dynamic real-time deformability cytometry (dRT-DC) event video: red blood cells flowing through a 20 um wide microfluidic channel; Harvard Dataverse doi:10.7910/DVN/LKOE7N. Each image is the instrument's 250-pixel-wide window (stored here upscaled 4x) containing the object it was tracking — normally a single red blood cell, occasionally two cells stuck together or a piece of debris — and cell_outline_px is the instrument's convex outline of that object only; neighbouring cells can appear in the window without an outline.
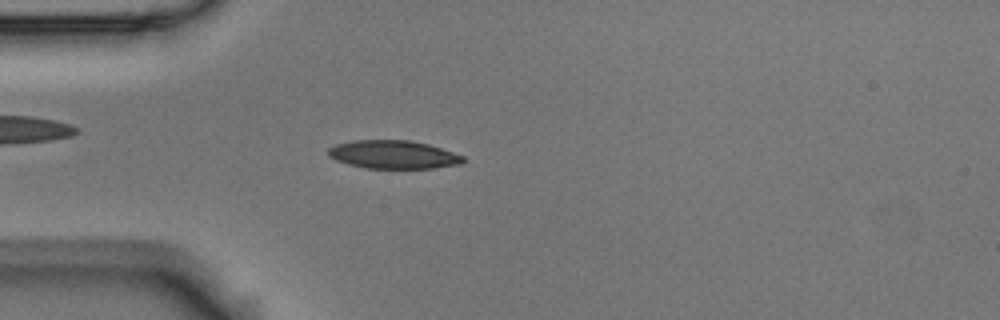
{"species": "Egyptian fruit bat (a non-hibernating species)", "species_latin": "Rousettus aegyptiacus", "temperature_condition": "room temperature", "stored_images_in_passage": 5, "camera_frame_rate_fps": 3000, "um_per_image_px": 0.085, "animal": {"sex": "male"}, "frame": {"image": 1, "passage_image": 5, "time_ms": 1.333, "image_size_px": [1000, 320], "cell_outline_px": [[464, 160], [460, 164], [432, 168], [364, 168], [348, 164], [336, 160], [328, 156], [328, 148], [336, 144], [352, 140], [412, 140], [428, 144], [464, 156]], "centroid_in_image_um": [33.4, 13.13], "position_along_channel_um": 51.6, "area_um2": 22.2}}